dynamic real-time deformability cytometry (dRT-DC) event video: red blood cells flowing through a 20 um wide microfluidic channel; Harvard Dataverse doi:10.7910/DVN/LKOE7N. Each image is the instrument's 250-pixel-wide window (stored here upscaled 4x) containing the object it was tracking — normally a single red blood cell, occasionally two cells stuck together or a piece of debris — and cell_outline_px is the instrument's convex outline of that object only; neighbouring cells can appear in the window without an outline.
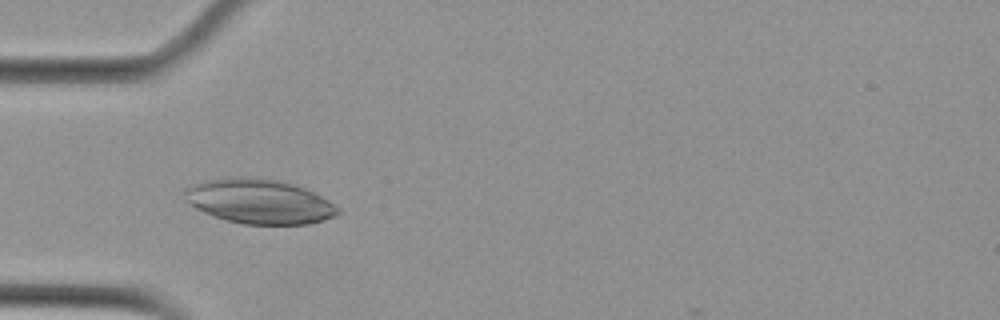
{"species": "Egyptian fruit bat (a non-hibernating species)", "species_latin": "Rousettus aegyptiacus", "temperature_condition": "cold", "stored_images_in_passage": 5, "camera_frame_rate_fps": 3000, "um_per_image_px": 0.085, "animal": {"sex": "female"}, "frame": {"image": 1, "passage_image": 5, "time_ms": 4.667, "image_size_px": [1000, 320], "cell_outline_px": [[340, 212], [336, 216], [324, 220], [308, 224], [244, 224], [224, 220], [212, 216], [196, 208], [184, 200], [184, 192], [192, 184], [204, 180], [228, 176], [252, 176], [280, 180], [296, 184], [328, 200], [340, 208]], "centroid_in_image_um": [22.01, 17.1], "position_along_channel_um": 63.0, "area_um2": 40.34}}